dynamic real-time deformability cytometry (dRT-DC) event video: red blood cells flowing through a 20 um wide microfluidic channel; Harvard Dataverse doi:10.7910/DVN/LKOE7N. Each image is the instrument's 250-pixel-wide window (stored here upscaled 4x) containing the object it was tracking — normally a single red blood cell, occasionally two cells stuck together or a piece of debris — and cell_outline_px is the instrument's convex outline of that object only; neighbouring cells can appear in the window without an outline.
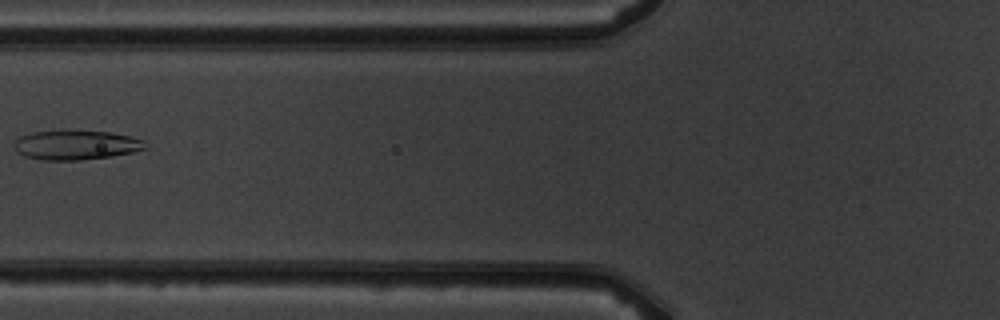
{"species": "common noctule bat (a hibernating species)", "species_latin": "Nyctalus noctula", "temperature_condition": "warm", "stored_images_in_passage": 6, "camera_frame_rate_fps": 3000, "um_per_image_px": 0.085, "animal": {"sex": "male", "body_mass_g": 19.5, "forearm_length_mm": 54.6}, "frame": {"image": 1, "passage_image": 5, "time_ms": 5.667, "image_size_px": [1000, 320], "cell_outline_px": [[148, 148], [132, 152], [112, 156], [80, 160], [44, 160], [24, 156], [16, 152], [16, 140], [20, 136], [32, 132], [64, 128], [108, 132], [132, 136], [144, 140]], "centroid_in_image_um": [6.47, 12.29], "position_along_channel_um": 119.3, "area_um2": 23.12}}